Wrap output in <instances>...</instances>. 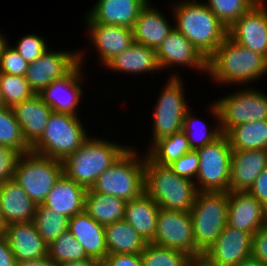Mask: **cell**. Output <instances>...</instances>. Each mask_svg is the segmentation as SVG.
Returning <instances> with one entry per match:
<instances>
[{"label":"cell","instance_id":"6da1fadb","mask_svg":"<svg viewBox=\"0 0 267 266\" xmlns=\"http://www.w3.org/2000/svg\"><path fill=\"white\" fill-rule=\"evenodd\" d=\"M267 59L227 36L207 59V78L219 87L250 86L267 76ZM229 85V86H228Z\"/></svg>","mask_w":267,"mask_h":266},{"label":"cell","instance_id":"7a4b0ae2","mask_svg":"<svg viewBox=\"0 0 267 266\" xmlns=\"http://www.w3.org/2000/svg\"><path fill=\"white\" fill-rule=\"evenodd\" d=\"M170 5L172 24L207 60L228 36V28L202 0H177Z\"/></svg>","mask_w":267,"mask_h":266},{"label":"cell","instance_id":"3957f363","mask_svg":"<svg viewBox=\"0 0 267 266\" xmlns=\"http://www.w3.org/2000/svg\"><path fill=\"white\" fill-rule=\"evenodd\" d=\"M129 147L123 142L120 144L104 136L101 138L92 135L62 161L63 173L77 184L89 189Z\"/></svg>","mask_w":267,"mask_h":266},{"label":"cell","instance_id":"277c9868","mask_svg":"<svg viewBox=\"0 0 267 266\" xmlns=\"http://www.w3.org/2000/svg\"><path fill=\"white\" fill-rule=\"evenodd\" d=\"M144 192L160 208L190 212L198 189L194 181L177 175L168 166L154 163L146 155Z\"/></svg>","mask_w":267,"mask_h":266},{"label":"cell","instance_id":"5b68a950","mask_svg":"<svg viewBox=\"0 0 267 266\" xmlns=\"http://www.w3.org/2000/svg\"><path fill=\"white\" fill-rule=\"evenodd\" d=\"M144 154V155H143ZM146 153L131 146L100 175L90 188L94 192L130 201L144 192Z\"/></svg>","mask_w":267,"mask_h":266},{"label":"cell","instance_id":"8992f818","mask_svg":"<svg viewBox=\"0 0 267 266\" xmlns=\"http://www.w3.org/2000/svg\"><path fill=\"white\" fill-rule=\"evenodd\" d=\"M82 120L80 116L52 112L42 136L31 151L64 161L92 135Z\"/></svg>","mask_w":267,"mask_h":266},{"label":"cell","instance_id":"52a82bcc","mask_svg":"<svg viewBox=\"0 0 267 266\" xmlns=\"http://www.w3.org/2000/svg\"><path fill=\"white\" fill-rule=\"evenodd\" d=\"M183 77H167L159 95L154 101L156 104L152 108V132L147 151L157 140L168 137L174 133L182 131L183 121L186 112L190 109V100L185 94ZM183 81V82H182Z\"/></svg>","mask_w":267,"mask_h":266},{"label":"cell","instance_id":"ba28073f","mask_svg":"<svg viewBox=\"0 0 267 266\" xmlns=\"http://www.w3.org/2000/svg\"><path fill=\"white\" fill-rule=\"evenodd\" d=\"M190 214L195 246L203 254L227 224L228 192L198 191Z\"/></svg>","mask_w":267,"mask_h":266},{"label":"cell","instance_id":"9c48e42d","mask_svg":"<svg viewBox=\"0 0 267 266\" xmlns=\"http://www.w3.org/2000/svg\"><path fill=\"white\" fill-rule=\"evenodd\" d=\"M62 174V161L30 151L18 158L13 179L39 205Z\"/></svg>","mask_w":267,"mask_h":266},{"label":"cell","instance_id":"30bf717a","mask_svg":"<svg viewBox=\"0 0 267 266\" xmlns=\"http://www.w3.org/2000/svg\"><path fill=\"white\" fill-rule=\"evenodd\" d=\"M260 90L256 86H244L212 100L219 110L222 134L237 125L267 119V93Z\"/></svg>","mask_w":267,"mask_h":266},{"label":"cell","instance_id":"8fae6325","mask_svg":"<svg viewBox=\"0 0 267 266\" xmlns=\"http://www.w3.org/2000/svg\"><path fill=\"white\" fill-rule=\"evenodd\" d=\"M196 151L199 169L194 182L198 191L229 192L232 148L227 136L222 134Z\"/></svg>","mask_w":267,"mask_h":266},{"label":"cell","instance_id":"7c38bea8","mask_svg":"<svg viewBox=\"0 0 267 266\" xmlns=\"http://www.w3.org/2000/svg\"><path fill=\"white\" fill-rule=\"evenodd\" d=\"M79 47V64L66 76L55 80L40 93L42 100L52 109L53 112L71 114L79 116L78 106L82 104L85 96L84 81L85 78V62L88 55ZM87 56V57H86ZM80 103V104H79ZM78 109V110H77Z\"/></svg>","mask_w":267,"mask_h":266},{"label":"cell","instance_id":"4fadbf2b","mask_svg":"<svg viewBox=\"0 0 267 266\" xmlns=\"http://www.w3.org/2000/svg\"><path fill=\"white\" fill-rule=\"evenodd\" d=\"M151 243L182 251L192 258L202 255L195 246L190 212L160 208L155 237Z\"/></svg>","mask_w":267,"mask_h":266},{"label":"cell","instance_id":"5bb4252c","mask_svg":"<svg viewBox=\"0 0 267 266\" xmlns=\"http://www.w3.org/2000/svg\"><path fill=\"white\" fill-rule=\"evenodd\" d=\"M156 56L161 71L167 69L173 70L167 74V77L168 75L169 77H181L179 67H182V69L188 67L191 68V71L195 69L204 76L207 74V60L176 28L173 29L156 49Z\"/></svg>","mask_w":267,"mask_h":266},{"label":"cell","instance_id":"9a60e30c","mask_svg":"<svg viewBox=\"0 0 267 266\" xmlns=\"http://www.w3.org/2000/svg\"><path fill=\"white\" fill-rule=\"evenodd\" d=\"M79 64V49L45 51L36 61L28 64L25 79L36 94L69 74Z\"/></svg>","mask_w":267,"mask_h":266},{"label":"cell","instance_id":"2e32d148","mask_svg":"<svg viewBox=\"0 0 267 266\" xmlns=\"http://www.w3.org/2000/svg\"><path fill=\"white\" fill-rule=\"evenodd\" d=\"M267 0H259L229 29L228 36L267 59Z\"/></svg>","mask_w":267,"mask_h":266},{"label":"cell","instance_id":"e0dca14e","mask_svg":"<svg viewBox=\"0 0 267 266\" xmlns=\"http://www.w3.org/2000/svg\"><path fill=\"white\" fill-rule=\"evenodd\" d=\"M252 234L226 224L216 241L202 254L216 266H234L251 257Z\"/></svg>","mask_w":267,"mask_h":266},{"label":"cell","instance_id":"ac0fdd59","mask_svg":"<svg viewBox=\"0 0 267 266\" xmlns=\"http://www.w3.org/2000/svg\"><path fill=\"white\" fill-rule=\"evenodd\" d=\"M90 48L97 53L99 65H105L114 56L128 49L133 43L131 28L119 25L84 24ZM89 32V33H88Z\"/></svg>","mask_w":267,"mask_h":266},{"label":"cell","instance_id":"d6986e66","mask_svg":"<svg viewBox=\"0 0 267 266\" xmlns=\"http://www.w3.org/2000/svg\"><path fill=\"white\" fill-rule=\"evenodd\" d=\"M149 0H96L85 12L82 24L119 25L133 28L139 12Z\"/></svg>","mask_w":267,"mask_h":266},{"label":"cell","instance_id":"ffe728a7","mask_svg":"<svg viewBox=\"0 0 267 266\" xmlns=\"http://www.w3.org/2000/svg\"><path fill=\"white\" fill-rule=\"evenodd\" d=\"M267 222V209L247 191L228 192L227 224L254 234Z\"/></svg>","mask_w":267,"mask_h":266},{"label":"cell","instance_id":"44dd1931","mask_svg":"<svg viewBox=\"0 0 267 266\" xmlns=\"http://www.w3.org/2000/svg\"><path fill=\"white\" fill-rule=\"evenodd\" d=\"M151 0L141 9L132 28L134 42L157 49L162 41L173 31L175 25L168 20L166 13L161 11ZM160 10V11H159Z\"/></svg>","mask_w":267,"mask_h":266},{"label":"cell","instance_id":"7402d4cb","mask_svg":"<svg viewBox=\"0 0 267 266\" xmlns=\"http://www.w3.org/2000/svg\"><path fill=\"white\" fill-rule=\"evenodd\" d=\"M4 235L16 262L33 261L48 256V245L38 234L33 221L5 226Z\"/></svg>","mask_w":267,"mask_h":266},{"label":"cell","instance_id":"603a6c76","mask_svg":"<svg viewBox=\"0 0 267 266\" xmlns=\"http://www.w3.org/2000/svg\"><path fill=\"white\" fill-rule=\"evenodd\" d=\"M113 73L132 75H149L161 72L158 65L156 49L134 42L128 49L114 56L104 66Z\"/></svg>","mask_w":267,"mask_h":266},{"label":"cell","instance_id":"cb8c5ba5","mask_svg":"<svg viewBox=\"0 0 267 266\" xmlns=\"http://www.w3.org/2000/svg\"><path fill=\"white\" fill-rule=\"evenodd\" d=\"M266 167V149H232L230 191H248L255 179Z\"/></svg>","mask_w":267,"mask_h":266},{"label":"cell","instance_id":"d4e9b609","mask_svg":"<svg viewBox=\"0 0 267 266\" xmlns=\"http://www.w3.org/2000/svg\"><path fill=\"white\" fill-rule=\"evenodd\" d=\"M26 143L32 147L42 136L52 109L39 94L12 107Z\"/></svg>","mask_w":267,"mask_h":266},{"label":"cell","instance_id":"484cf974","mask_svg":"<svg viewBox=\"0 0 267 266\" xmlns=\"http://www.w3.org/2000/svg\"><path fill=\"white\" fill-rule=\"evenodd\" d=\"M68 231L84 247L90 258L100 263L108 255L105 226L99 224L85 211L69 218Z\"/></svg>","mask_w":267,"mask_h":266},{"label":"cell","instance_id":"4316f807","mask_svg":"<svg viewBox=\"0 0 267 266\" xmlns=\"http://www.w3.org/2000/svg\"><path fill=\"white\" fill-rule=\"evenodd\" d=\"M86 191L84 186L77 184L63 173L42 204L56 213L71 218L84 211Z\"/></svg>","mask_w":267,"mask_h":266},{"label":"cell","instance_id":"83f0119b","mask_svg":"<svg viewBox=\"0 0 267 266\" xmlns=\"http://www.w3.org/2000/svg\"><path fill=\"white\" fill-rule=\"evenodd\" d=\"M0 207L5 225L33 221L37 205L14 180L0 184Z\"/></svg>","mask_w":267,"mask_h":266},{"label":"cell","instance_id":"f1b7e54d","mask_svg":"<svg viewBox=\"0 0 267 266\" xmlns=\"http://www.w3.org/2000/svg\"><path fill=\"white\" fill-rule=\"evenodd\" d=\"M160 207L145 192L127 201L124 220L147 242L154 240Z\"/></svg>","mask_w":267,"mask_h":266},{"label":"cell","instance_id":"f546056e","mask_svg":"<svg viewBox=\"0 0 267 266\" xmlns=\"http://www.w3.org/2000/svg\"><path fill=\"white\" fill-rule=\"evenodd\" d=\"M207 106L206 111H208V114H211V117L213 116V121H216L214 124L213 122L207 124L208 122L204 120L203 117L200 119L195 116L192 112L193 108H190L185 114L182 131L188 139L191 150L202 148L207 144L214 142L222 135L217 104L213 101L210 105L208 103Z\"/></svg>","mask_w":267,"mask_h":266},{"label":"cell","instance_id":"4dcf8cb0","mask_svg":"<svg viewBox=\"0 0 267 266\" xmlns=\"http://www.w3.org/2000/svg\"><path fill=\"white\" fill-rule=\"evenodd\" d=\"M108 254H141L148 244L124 219L105 226Z\"/></svg>","mask_w":267,"mask_h":266},{"label":"cell","instance_id":"1f68e13d","mask_svg":"<svg viewBox=\"0 0 267 266\" xmlns=\"http://www.w3.org/2000/svg\"><path fill=\"white\" fill-rule=\"evenodd\" d=\"M127 201L87 189L84 211L99 224L106 226L124 219Z\"/></svg>","mask_w":267,"mask_h":266},{"label":"cell","instance_id":"d6a6232c","mask_svg":"<svg viewBox=\"0 0 267 266\" xmlns=\"http://www.w3.org/2000/svg\"><path fill=\"white\" fill-rule=\"evenodd\" d=\"M225 135L234 150H267V119L237 125Z\"/></svg>","mask_w":267,"mask_h":266},{"label":"cell","instance_id":"836d02e7","mask_svg":"<svg viewBox=\"0 0 267 266\" xmlns=\"http://www.w3.org/2000/svg\"><path fill=\"white\" fill-rule=\"evenodd\" d=\"M189 151L191 148L188 139L180 131L157 140L145 153L154 163L168 166Z\"/></svg>","mask_w":267,"mask_h":266},{"label":"cell","instance_id":"e575fe53","mask_svg":"<svg viewBox=\"0 0 267 266\" xmlns=\"http://www.w3.org/2000/svg\"><path fill=\"white\" fill-rule=\"evenodd\" d=\"M33 223L38 234L49 246L62 233L68 230L69 218L39 204L36 207Z\"/></svg>","mask_w":267,"mask_h":266},{"label":"cell","instance_id":"d590c367","mask_svg":"<svg viewBox=\"0 0 267 266\" xmlns=\"http://www.w3.org/2000/svg\"><path fill=\"white\" fill-rule=\"evenodd\" d=\"M48 257L56 265L63 262L91 259L84 247L68 230L48 246Z\"/></svg>","mask_w":267,"mask_h":266},{"label":"cell","instance_id":"8d00e7d4","mask_svg":"<svg viewBox=\"0 0 267 266\" xmlns=\"http://www.w3.org/2000/svg\"><path fill=\"white\" fill-rule=\"evenodd\" d=\"M0 145L9 146L20 154L31 151L12 108L4 105L0 106Z\"/></svg>","mask_w":267,"mask_h":266},{"label":"cell","instance_id":"74e56055","mask_svg":"<svg viewBox=\"0 0 267 266\" xmlns=\"http://www.w3.org/2000/svg\"><path fill=\"white\" fill-rule=\"evenodd\" d=\"M191 256L179 250L148 243L141 253L143 266H188Z\"/></svg>","mask_w":267,"mask_h":266},{"label":"cell","instance_id":"f35d334b","mask_svg":"<svg viewBox=\"0 0 267 266\" xmlns=\"http://www.w3.org/2000/svg\"><path fill=\"white\" fill-rule=\"evenodd\" d=\"M0 89L3 105L11 108L36 94L24 76L6 73H0Z\"/></svg>","mask_w":267,"mask_h":266},{"label":"cell","instance_id":"ab89813d","mask_svg":"<svg viewBox=\"0 0 267 266\" xmlns=\"http://www.w3.org/2000/svg\"><path fill=\"white\" fill-rule=\"evenodd\" d=\"M217 18L230 28L259 0H202Z\"/></svg>","mask_w":267,"mask_h":266},{"label":"cell","instance_id":"60d3db41","mask_svg":"<svg viewBox=\"0 0 267 266\" xmlns=\"http://www.w3.org/2000/svg\"><path fill=\"white\" fill-rule=\"evenodd\" d=\"M45 38L46 37L40 36L39 33H27V35L24 34L22 37H19L18 40H16L17 42L11 43V45L29 64L36 61L50 48L49 43L46 42L48 39Z\"/></svg>","mask_w":267,"mask_h":266},{"label":"cell","instance_id":"b9f144b4","mask_svg":"<svg viewBox=\"0 0 267 266\" xmlns=\"http://www.w3.org/2000/svg\"><path fill=\"white\" fill-rule=\"evenodd\" d=\"M28 68V63L9 44L4 48L0 57V73L24 76Z\"/></svg>","mask_w":267,"mask_h":266},{"label":"cell","instance_id":"7bdbcfd3","mask_svg":"<svg viewBox=\"0 0 267 266\" xmlns=\"http://www.w3.org/2000/svg\"><path fill=\"white\" fill-rule=\"evenodd\" d=\"M168 167L177 175L195 181L199 169V156L196 150H191L172 162Z\"/></svg>","mask_w":267,"mask_h":266},{"label":"cell","instance_id":"ee69618b","mask_svg":"<svg viewBox=\"0 0 267 266\" xmlns=\"http://www.w3.org/2000/svg\"><path fill=\"white\" fill-rule=\"evenodd\" d=\"M20 155L13 148L0 145V184L13 179L15 166Z\"/></svg>","mask_w":267,"mask_h":266},{"label":"cell","instance_id":"f6af8a7d","mask_svg":"<svg viewBox=\"0 0 267 266\" xmlns=\"http://www.w3.org/2000/svg\"><path fill=\"white\" fill-rule=\"evenodd\" d=\"M251 257L267 266V222L252 236Z\"/></svg>","mask_w":267,"mask_h":266},{"label":"cell","instance_id":"bcb514c9","mask_svg":"<svg viewBox=\"0 0 267 266\" xmlns=\"http://www.w3.org/2000/svg\"><path fill=\"white\" fill-rule=\"evenodd\" d=\"M100 266H143L141 254H108Z\"/></svg>","mask_w":267,"mask_h":266},{"label":"cell","instance_id":"7dc6e473","mask_svg":"<svg viewBox=\"0 0 267 266\" xmlns=\"http://www.w3.org/2000/svg\"><path fill=\"white\" fill-rule=\"evenodd\" d=\"M247 192L267 209V167L259 174Z\"/></svg>","mask_w":267,"mask_h":266},{"label":"cell","instance_id":"c3c4849f","mask_svg":"<svg viewBox=\"0 0 267 266\" xmlns=\"http://www.w3.org/2000/svg\"><path fill=\"white\" fill-rule=\"evenodd\" d=\"M0 266H16V260L5 235L0 236Z\"/></svg>","mask_w":267,"mask_h":266},{"label":"cell","instance_id":"681fc988","mask_svg":"<svg viewBox=\"0 0 267 266\" xmlns=\"http://www.w3.org/2000/svg\"><path fill=\"white\" fill-rule=\"evenodd\" d=\"M16 266H56V264L47 256L39 260L16 262Z\"/></svg>","mask_w":267,"mask_h":266},{"label":"cell","instance_id":"f907efd6","mask_svg":"<svg viewBox=\"0 0 267 266\" xmlns=\"http://www.w3.org/2000/svg\"><path fill=\"white\" fill-rule=\"evenodd\" d=\"M56 266H100V263L97 260L91 258L81 261L63 262Z\"/></svg>","mask_w":267,"mask_h":266},{"label":"cell","instance_id":"816d5d0a","mask_svg":"<svg viewBox=\"0 0 267 266\" xmlns=\"http://www.w3.org/2000/svg\"><path fill=\"white\" fill-rule=\"evenodd\" d=\"M188 266H216L209 262L204 256L191 258Z\"/></svg>","mask_w":267,"mask_h":266},{"label":"cell","instance_id":"f5cc1de1","mask_svg":"<svg viewBox=\"0 0 267 266\" xmlns=\"http://www.w3.org/2000/svg\"><path fill=\"white\" fill-rule=\"evenodd\" d=\"M234 266H265L253 257L240 261L237 265Z\"/></svg>","mask_w":267,"mask_h":266},{"label":"cell","instance_id":"db71d44e","mask_svg":"<svg viewBox=\"0 0 267 266\" xmlns=\"http://www.w3.org/2000/svg\"><path fill=\"white\" fill-rule=\"evenodd\" d=\"M2 29L0 30V57L3 53L4 48L9 44V38H7L6 34H2Z\"/></svg>","mask_w":267,"mask_h":266},{"label":"cell","instance_id":"11a10c76","mask_svg":"<svg viewBox=\"0 0 267 266\" xmlns=\"http://www.w3.org/2000/svg\"><path fill=\"white\" fill-rule=\"evenodd\" d=\"M5 226L6 225L3 221V216H2L1 207H0V236L4 234Z\"/></svg>","mask_w":267,"mask_h":266},{"label":"cell","instance_id":"9f6ffc18","mask_svg":"<svg viewBox=\"0 0 267 266\" xmlns=\"http://www.w3.org/2000/svg\"><path fill=\"white\" fill-rule=\"evenodd\" d=\"M0 106H3V99H2V95H1V89H0Z\"/></svg>","mask_w":267,"mask_h":266}]
</instances>
